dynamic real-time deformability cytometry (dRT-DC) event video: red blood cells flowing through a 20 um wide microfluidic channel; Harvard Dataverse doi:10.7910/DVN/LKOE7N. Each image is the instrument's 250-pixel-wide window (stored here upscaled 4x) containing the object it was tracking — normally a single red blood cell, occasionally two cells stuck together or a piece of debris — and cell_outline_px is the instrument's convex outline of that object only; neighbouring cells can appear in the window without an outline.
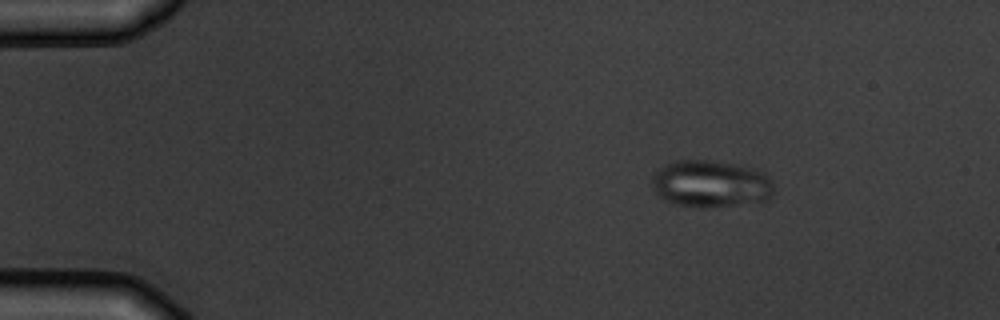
{"species": "common noctule bat (a hibernating species)", "species_latin": "Nyctalus noctula", "temperature_condition": "warm", "stored_images_in_passage": 9, "camera_frame_rate_fps": 3000, "um_per_image_px": 0.085, "animal": {"sex": "male", "body_mass_g": 19.5, "forearm_length_mm": 54.6}, "frame": {"image": 1, "passage_image": 3, "time_ms": 2.333, "image_size_px": [1000, 320], "cell_outline_px": [[772, 192], [768, 200], [704, 208], [696, 208], [676, 204], [664, 200], [656, 192], [652, 184], [652, 176], [656, 168], [676, 160], [708, 160], [744, 164], [764, 172], [772, 180]], "centroid_in_image_um": [60.4, 15.6], "position_along_channel_um": 24.6, "area_um2": 33.81}}